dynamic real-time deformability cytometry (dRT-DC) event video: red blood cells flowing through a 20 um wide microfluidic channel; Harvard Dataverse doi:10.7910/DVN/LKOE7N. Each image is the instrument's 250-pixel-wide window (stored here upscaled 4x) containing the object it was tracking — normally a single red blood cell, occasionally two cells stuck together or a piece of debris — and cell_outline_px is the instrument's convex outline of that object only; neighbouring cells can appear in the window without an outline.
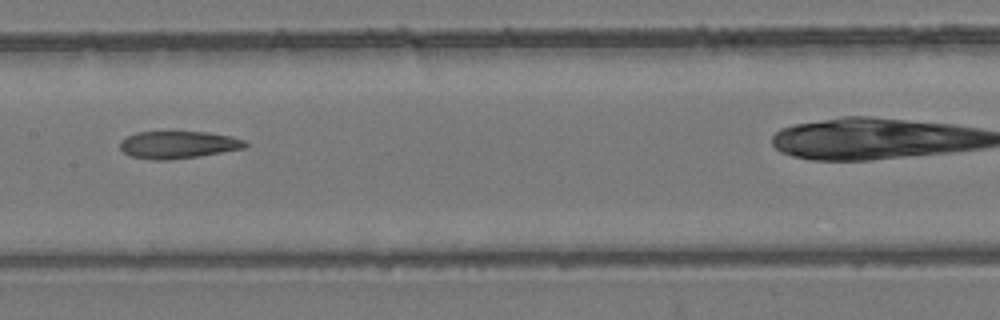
{"species": "common noctule bat (a hibernating species)", "species_latin": "Nyctalus noctula", "temperature_condition": "room temperature", "stored_images_in_passage": 6, "camera_frame_rate_fps": 3000, "um_per_image_px": 0.085, "animal": {"sex": "female", "body_mass_g": 24.6, "forearm_length_mm": 56.2}, "frame": {"image": 1, "passage_image": 5, "time_ms": 4.667, "image_size_px": [1000, 320], "cell_outline_px": [[248, 144], [244, 148], [200, 156], [168, 160], [152, 160], [128, 156], [120, 148], [120, 140], [136, 132], [208, 132], [232, 136], [244, 140]], "centroid_in_image_um": [15.12, 12.31], "position_along_channel_um": 192.3, "area_um2": 20.06}}